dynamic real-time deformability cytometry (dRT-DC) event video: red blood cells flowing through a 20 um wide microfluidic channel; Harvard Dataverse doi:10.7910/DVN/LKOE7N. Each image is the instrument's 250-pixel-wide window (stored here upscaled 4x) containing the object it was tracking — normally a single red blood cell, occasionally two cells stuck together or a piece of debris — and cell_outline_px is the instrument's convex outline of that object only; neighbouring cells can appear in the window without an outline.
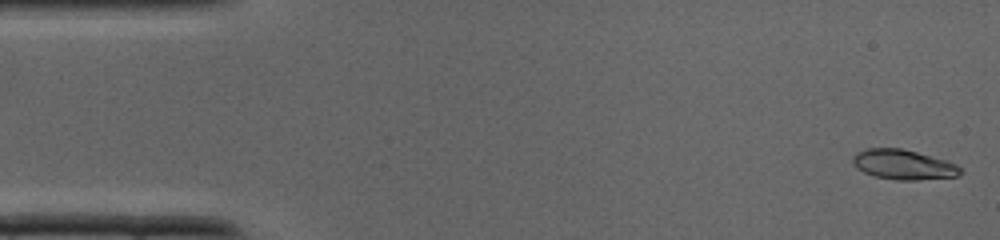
{"species": "common noctule bat (a hibernating species)", "species_latin": "Nyctalus noctula", "temperature_condition": "cold", "stored_images_in_passage": 37, "camera_frame_rate_fps": 3000, "um_per_image_px": 0.085, "animal": {"sex": "male", "body_mass_g": 19.0, "forearm_length_mm": 50.8}, "frame": {"image": 1, "passage_image": 1, "time_ms": 0.0, "image_size_px": [1000, 240], "cell_outline_px": [[964, 172], [960, 176], [916, 180], [896, 180], [876, 176], [864, 172], [856, 168], [852, 160], [852, 156], [856, 152], [868, 148], [900, 148], [916, 152], [944, 160], [956, 164]], "centroid_in_image_um": [76.78, 14.0], "position_along_channel_um": 8.2, "area_um2": 18.67}}
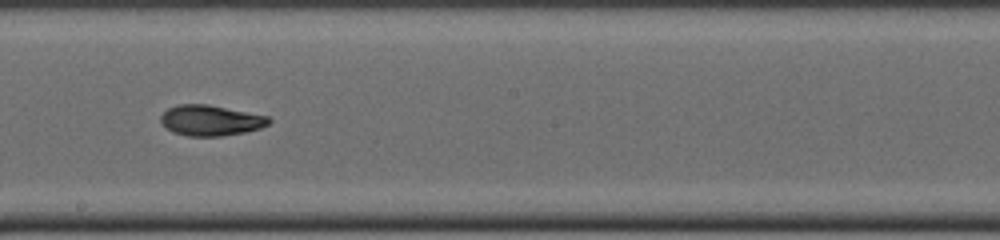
{"frame": {"image": 2, "passage_image": 20, "time_ms": 6.333, "image_size_px": [1000, 240], "cell_outline_px": [[272, 120], [268, 124], [260, 128], [244, 132], [220, 136], [188, 136], [172, 132], [160, 120], [160, 116], [168, 108], [176, 104], [208, 104], [268, 116]], "centroid_in_image_um": [17.9, 10.22], "position_along_channel_um": 230.3, "area_um2": 19.19}}
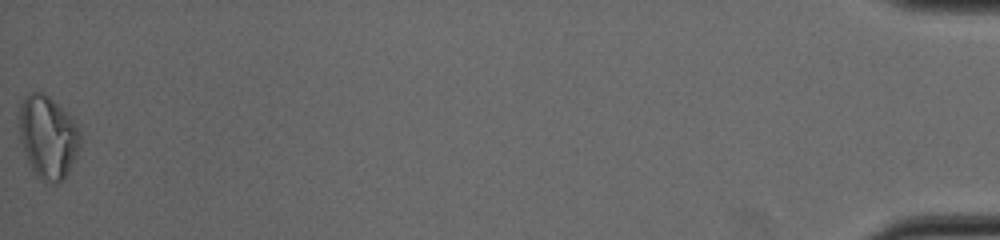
{"frame": {"image": 3, "passage_image": 37, "time_ms": 12.0, "image_size_px": [1000, 240], "cell_outline_px": [[80, 144], [64, 176], [56, 184], [52, 184], [40, 180], [32, 168], [24, 152], [20, 140], [20, 104], [24, 96], [32, 92], [44, 92], [80, 128]], "centroid_in_image_um": [4.04, 11.63], "position_along_channel_um": 431.2, "area_um2": 28.61}}